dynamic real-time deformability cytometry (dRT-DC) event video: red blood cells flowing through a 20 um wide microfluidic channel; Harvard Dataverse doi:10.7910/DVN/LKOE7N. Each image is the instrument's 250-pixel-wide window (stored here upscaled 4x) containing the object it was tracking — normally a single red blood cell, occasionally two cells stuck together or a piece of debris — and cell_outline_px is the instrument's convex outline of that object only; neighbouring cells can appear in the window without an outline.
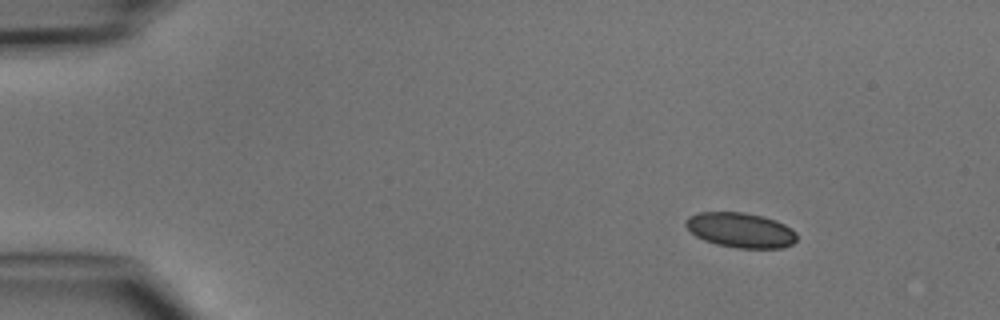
{"species": "common noctule bat (a hibernating species)", "species_latin": "Nyctalus noctula", "temperature_condition": "cold", "stored_images_in_passage": 5, "camera_frame_rate_fps": 3000, "um_per_image_px": 0.085, "animal": {"sex": "male", "body_mass_g": 15.6}, "frame": {"image": 1, "passage_image": 1, "time_ms": 0.0, "image_size_px": [1000, 320], "cell_outline_px": [[796, 240], [792, 244], [784, 248], [736, 248], [716, 244], [704, 240], [696, 236], [684, 224], [684, 220], [688, 216], [700, 212], [744, 212], [764, 216], [776, 220], [792, 228], [796, 232]], "centroid_in_image_um": [62.95, 19.55], "position_along_channel_um": 22.0, "area_um2": 22.83}}